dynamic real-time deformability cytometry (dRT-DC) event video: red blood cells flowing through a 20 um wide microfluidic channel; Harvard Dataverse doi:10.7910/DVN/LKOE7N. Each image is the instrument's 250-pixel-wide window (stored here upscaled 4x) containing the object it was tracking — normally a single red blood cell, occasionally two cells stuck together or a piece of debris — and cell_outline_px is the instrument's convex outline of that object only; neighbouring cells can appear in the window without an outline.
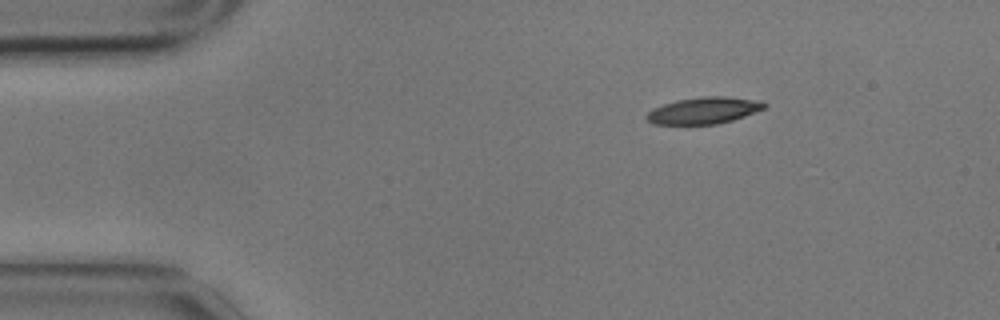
{"species": "common noctule bat (a hibernating species)", "species_latin": "Nyctalus noctula", "temperature_condition": "cold", "stored_images_in_passage": 3, "camera_frame_rate_fps": 3000, "um_per_image_px": 0.085, "animal": {"sex": "male", "body_mass_g": 17.9}, "frame": {"image": 1, "passage_image": 1, "time_ms": 0.0, "image_size_px": [1000, 320], "cell_outline_px": [[768, 104], [764, 108], [744, 116], [732, 120], [716, 124], [652, 124], [644, 116], [652, 108], [676, 100], [704, 96], [724, 96], [752, 100]], "centroid_in_image_um": [59.76, 9.39], "position_along_channel_um": 25.2, "area_um2": 18.03}}